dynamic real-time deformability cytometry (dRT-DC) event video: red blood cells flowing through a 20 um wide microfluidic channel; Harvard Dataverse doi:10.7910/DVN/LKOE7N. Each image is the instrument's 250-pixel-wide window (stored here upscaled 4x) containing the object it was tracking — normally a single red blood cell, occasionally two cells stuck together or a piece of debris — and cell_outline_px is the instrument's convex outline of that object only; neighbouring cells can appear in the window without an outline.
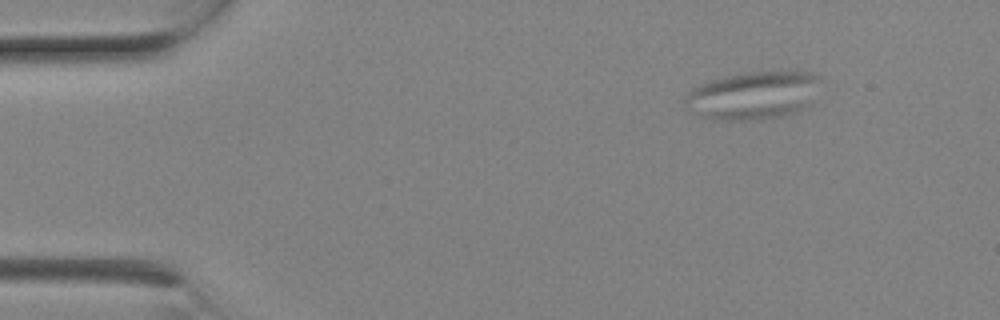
{"species": "Egyptian fruit bat (a non-hibernating species)", "species_latin": "Rousettus aegyptiacus", "temperature_condition": "room temperature", "stored_images_in_passage": 9, "camera_frame_rate_fps": 3000, "um_per_image_px": 0.085, "animal": {"sex": "female"}, "frame": {"image": 1, "passage_image": 3, "time_ms": 0.667, "image_size_px": [1000, 320], "cell_outline_px": [[820, 80], [812, 104], [808, 108], [784, 116], [760, 120], [716, 120], [696, 116], [684, 104], [684, 100], [688, 92], [692, 88], [700, 84], [724, 76], [752, 72], [812, 72], [820, 76]], "centroid_in_image_um": [64.03, 8.14], "position_along_channel_um": 21.0, "area_um2": 38.32}}
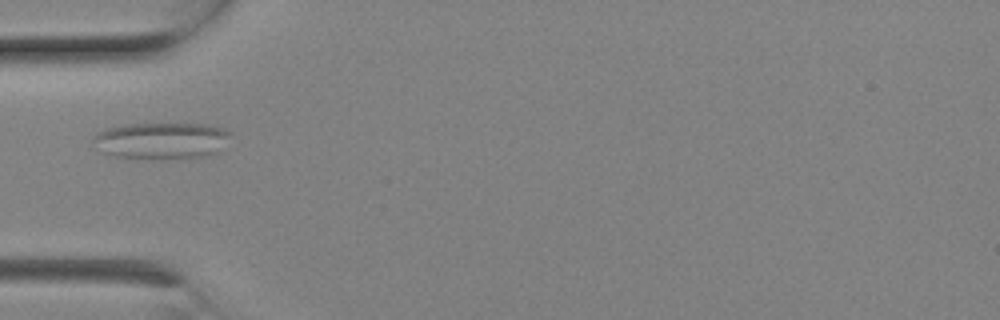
{"frame": {"image": 2, "passage_image": 7, "time_ms": 2.0, "image_size_px": [1000, 320], "cell_outline_px": [[228, 136], [216, 152], [204, 156], [188, 160], [160, 160], [112, 156], [92, 148], [92, 140], [100, 132], [108, 128], [124, 124], [204, 124], [224, 128], [228, 132]], "centroid_in_image_um": [13.64, 11.99], "position_along_channel_um": 71.4, "area_um2": 29.65}}
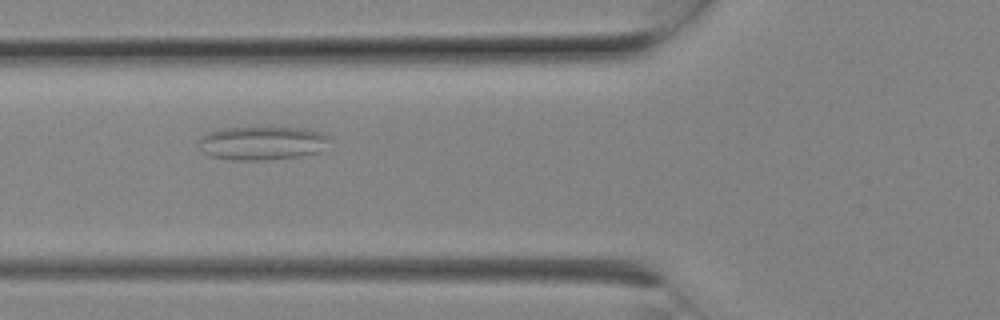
{"frame": {"image": 3, "passage_image": 8, "time_ms": 2.333, "image_size_px": [1000, 320], "cell_outline_px": [[332, 136], [316, 152], [300, 156], [264, 160], [232, 160], [212, 156], [204, 152], [200, 140], [204, 136], [212, 132], [224, 128], [300, 128], [320, 132]], "centroid_in_image_um": [22.31, 12.17], "position_along_channel_um": 103.5, "area_um2": 24.8}}